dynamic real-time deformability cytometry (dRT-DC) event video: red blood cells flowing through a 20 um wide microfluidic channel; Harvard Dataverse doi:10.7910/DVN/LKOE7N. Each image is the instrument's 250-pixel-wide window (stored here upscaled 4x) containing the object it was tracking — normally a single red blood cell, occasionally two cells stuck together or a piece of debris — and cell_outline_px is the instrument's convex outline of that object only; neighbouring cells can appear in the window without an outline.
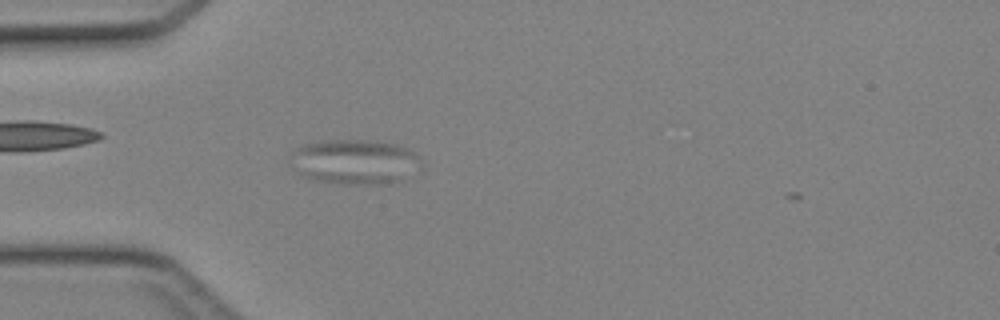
{"species": "Egyptian fruit bat (a non-hibernating species)", "species_latin": "Rousettus aegyptiacus", "temperature_condition": "cold", "stored_images_in_passage": 4, "camera_frame_rate_fps": 3000, "um_per_image_px": 0.085, "animal": {"sex": "female"}, "frame": {"image": 1, "passage_image": 3, "time_ms": 0.667, "image_size_px": [1000, 320], "cell_outline_px": [[424, 164], [392, 184], [344, 184], [316, 180], [304, 176], [288, 160], [296, 148], [304, 144], [328, 140], [360, 140], [396, 144], [408, 148], [416, 152], [420, 156]], "centroid_in_image_um": [30.18, 13.75], "position_along_channel_um": 54.8, "area_um2": 34.04}}